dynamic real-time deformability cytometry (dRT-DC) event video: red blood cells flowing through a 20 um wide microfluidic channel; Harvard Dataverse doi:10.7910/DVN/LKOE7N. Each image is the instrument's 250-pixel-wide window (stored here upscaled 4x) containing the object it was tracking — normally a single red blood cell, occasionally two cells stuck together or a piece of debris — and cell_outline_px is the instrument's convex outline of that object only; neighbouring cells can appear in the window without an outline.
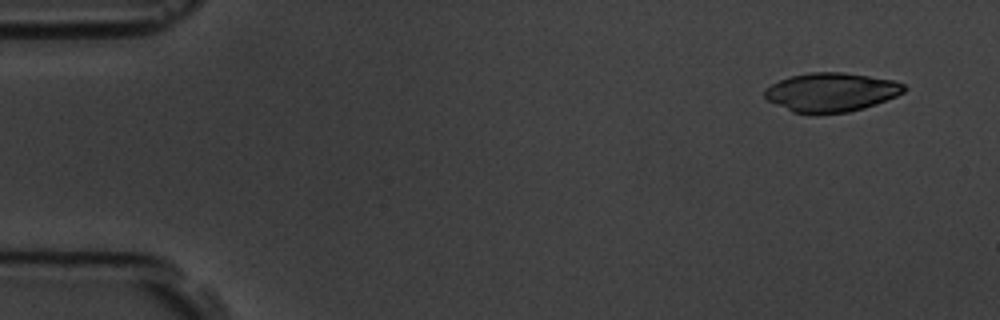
{"species": "common noctule bat (a hibernating species)", "species_latin": "Nyctalus noctula", "temperature_condition": "room temperature", "stored_images_in_passage": 10, "camera_frame_rate_fps": 3000, "um_per_image_px": 0.085, "animal": {"sex": "male", "body_mass_g": 19.5, "forearm_length_mm": 54.6}, "frame": {"image": 1, "passage_image": 1, "time_ms": 0.0, "image_size_px": [1000, 320], "cell_outline_px": [[908, 88], [904, 92], [896, 96], [876, 104], [864, 108], [848, 112], [792, 112], [768, 100], [764, 96], [764, 92], [772, 84], [780, 80], [792, 76], [812, 72], [840, 72], [868, 76], [892, 80], [904, 84]], "centroid_in_image_um": [70.69, 7.82], "position_along_channel_um": 14.3, "area_um2": 30.98}}